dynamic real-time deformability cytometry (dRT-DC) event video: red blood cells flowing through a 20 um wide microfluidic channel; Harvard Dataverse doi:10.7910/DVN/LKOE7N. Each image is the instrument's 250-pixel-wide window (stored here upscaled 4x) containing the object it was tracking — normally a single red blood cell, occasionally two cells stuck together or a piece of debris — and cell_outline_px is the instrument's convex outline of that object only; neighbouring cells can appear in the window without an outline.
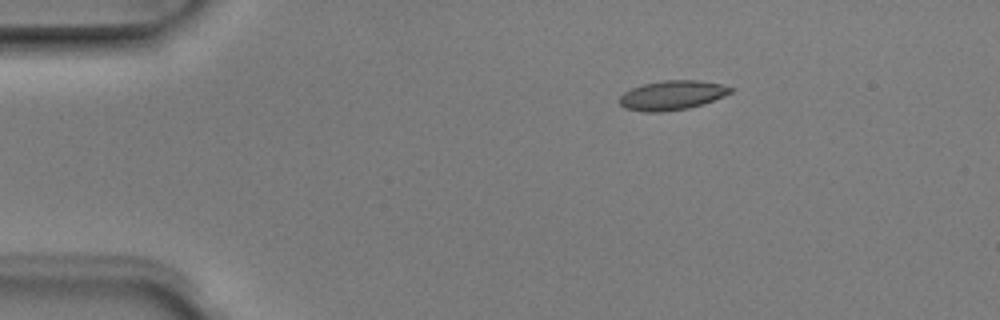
{"species": "Egyptian fruit bat (a non-hibernating species)", "species_latin": "Rousettus aegyptiacus", "temperature_condition": "room temperature", "stored_images_in_passage": 6, "camera_frame_rate_fps": 3000, "um_per_image_px": 0.085, "animal": {"sex": "male"}, "frame": {"image": 1, "passage_image": 3, "time_ms": 0.667, "image_size_px": [1000, 320], "cell_outline_px": [[732, 92], [724, 96], [704, 104], [688, 108], [664, 112], [644, 112], [624, 108], [620, 104], [620, 96], [624, 92], [632, 88], [644, 84], [664, 80], [700, 80], [720, 84], [732, 88]], "centroid_in_image_um": [57.12, 8.1], "position_along_channel_um": 27.9, "area_um2": 19.02}}
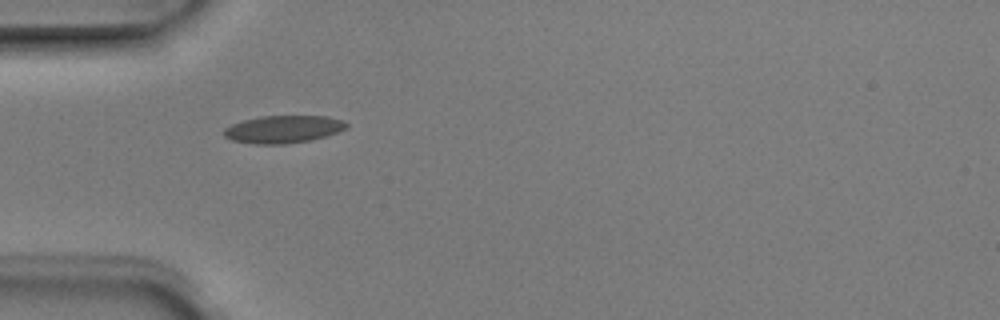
{"frame": {"image": 2, "passage_image": 5, "time_ms": 1.333, "image_size_px": [1000, 320], "cell_outline_px": [[348, 128], [324, 136], [308, 140], [284, 144], [256, 144], [232, 140], [224, 136], [224, 128], [232, 124], [244, 120], [260, 116], [328, 116], [344, 120], [348, 124]], "centroid_in_image_um": [24.08, 10.97], "position_along_channel_um": 60.9, "area_um2": 19.54}}
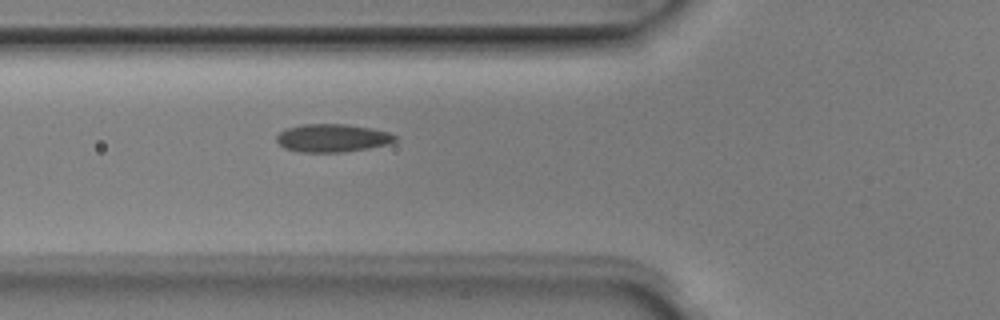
{"frame": {"image": 3, "passage_image": 6, "time_ms": 1.667, "image_size_px": [1000, 320], "cell_outline_px": [[396, 140], [388, 144], [368, 148], [344, 152], [300, 152], [284, 148], [276, 140], [276, 136], [280, 132], [288, 128], [304, 124], [344, 124], [372, 128], [388, 132], [396, 136]], "centroid_in_image_um": [28.25, 11.73], "position_along_channel_um": 97.6, "area_um2": 19.25}}